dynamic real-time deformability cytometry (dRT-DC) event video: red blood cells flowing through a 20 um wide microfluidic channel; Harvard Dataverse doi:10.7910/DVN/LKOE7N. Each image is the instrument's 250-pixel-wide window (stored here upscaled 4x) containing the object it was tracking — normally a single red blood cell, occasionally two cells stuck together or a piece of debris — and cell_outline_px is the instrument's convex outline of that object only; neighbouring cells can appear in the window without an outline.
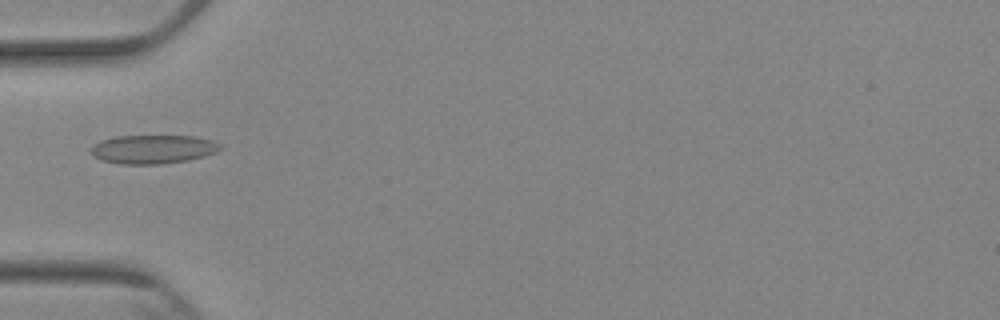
{"species": "Egyptian fruit bat (a non-hibernating species)", "species_latin": "Rousettus aegyptiacus", "temperature_condition": "cold", "stored_images_in_passage": 5, "camera_frame_rate_fps": 3000, "um_per_image_px": 0.085, "animal": {"sex": "female"}, "frame": {"image": 1, "passage_image": 5, "time_ms": 5.333, "image_size_px": [1000, 320], "cell_outline_px": [[224, 148], [216, 152], [204, 156], [188, 160], [164, 164], [120, 164], [100, 160], [92, 156], [92, 144], [100, 140], [116, 136], [192, 136], [212, 140], [220, 144]], "centroid_in_image_um": [12.99, 12.69], "position_along_channel_um": 72.0, "area_um2": 21.85}}